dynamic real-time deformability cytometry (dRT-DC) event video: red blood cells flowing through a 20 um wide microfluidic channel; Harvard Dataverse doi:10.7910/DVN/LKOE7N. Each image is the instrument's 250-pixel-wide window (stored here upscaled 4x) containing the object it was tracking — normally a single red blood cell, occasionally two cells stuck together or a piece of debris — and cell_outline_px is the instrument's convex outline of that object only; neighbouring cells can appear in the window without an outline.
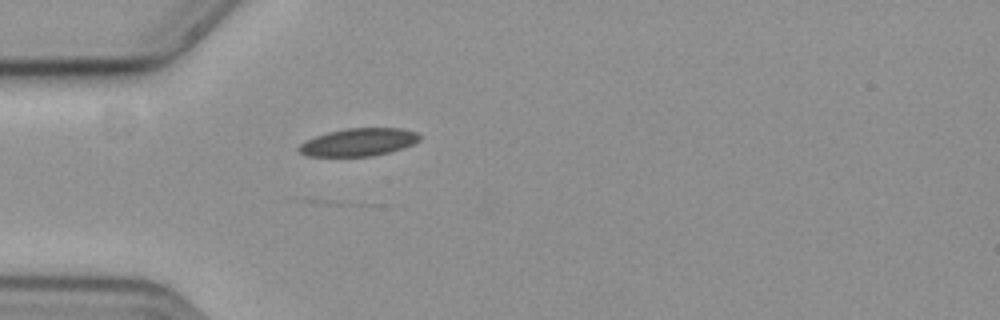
{"species": "common noctule bat (a hibernating species)", "species_latin": "Nyctalus noctula", "temperature_condition": "cold", "stored_images_in_passage": 43, "camera_frame_rate_fps": 3000, "um_per_image_px": 0.085, "animal": {"sex": "female", "body_mass_g": 19.3, "forearm_length_mm": 54.1}, "frame": {"image": 1, "passage_image": 9, "time_ms": 2.667, "image_size_px": [1000, 320], "cell_outline_px": [[420, 140], [404, 148], [372, 156], [308, 156], [300, 152], [296, 148], [304, 140], [328, 132], [348, 128], [400, 128], [416, 132], [420, 136]], "centroid_in_image_um": [30.46, 12.08], "position_along_channel_um": 54.5, "area_um2": 19.48}}
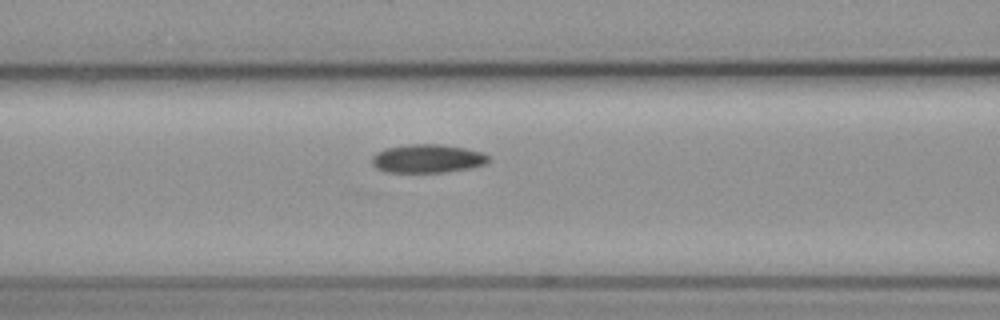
{"frame": {"image": 2, "passage_image": 16, "time_ms": 5.0, "image_size_px": [1000, 320], "cell_outline_px": [[488, 160], [484, 164], [472, 168], [444, 172], [384, 172], [376, 168], [372, 164], [372, 156], [376, 152], [384, 148], [408, 144], [436, 144], [464, 148], [484, 152], [488, 156]], "centroid_in_image_um": [36.3, 13.48], "position_along_channel_um": 130.3, "area_um2": 19.42}}
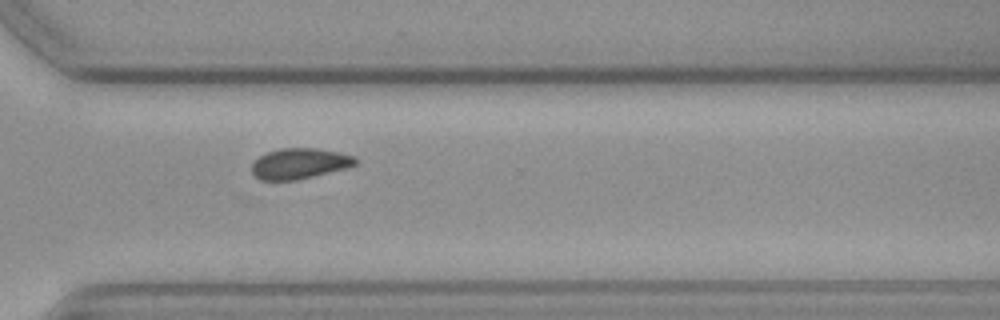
{"frame": {"image": 3, "passage_image": 34, "time_ms": 11.0, "image_size_px": [1000, 320], "cell_outline_px": [[356, 164], [348, 168], [296, 180], [260, 180], [252, 172], [252, 164], [260, 156], [268, 152], [280, 148], [316, 148], [340, 152], [352, 156], [356, 160]], "centroid_in_image_um": [25.47, 13.9], "position_along_channel_um": 345.1, "area_um2": 18.38}, "authors_computed_cell_mechanics": {"area_um2": 18.9584, "velocity_mm_per_s": 3.5838, "shape_relaxation_time_tau1_ms": null, "shape_relaxation_time_tau2_ms": 9.1793, "deformation_change_tau1": null, "deformation_change_tau2": 0.1041}}